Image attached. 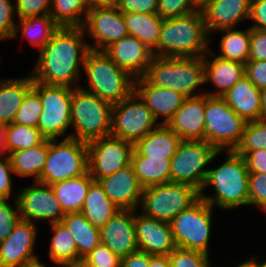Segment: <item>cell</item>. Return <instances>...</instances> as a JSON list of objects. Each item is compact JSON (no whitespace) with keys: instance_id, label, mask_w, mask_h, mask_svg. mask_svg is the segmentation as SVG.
<instances>
[{"instance_id":"1","label":"cell","mask_w":266,"mask_h":267,"mask_svg":"<svg viewBox=\"0 0 266 267\" xmlns=\"http://www.w3.org/2000/svg\"><path fill=\"white\" fill-rule=\"evenodd\" d=\"M85 39L83 27H59L39 51L31 71L33 82L79 88L78 81L91 43Z\"/></svg>"},{"instance_id":"2","label":"cell","mask_w":266,"mask_h":267,"mask_svg":"<svg viewBox=\"0 0 266 267\" xmlns=\"http://www.w3.org/2000/svg\"><path fill=\"white\" fill-rule=\"evenodd\" d=\"M226 160L216 168H210L200 197L213 208L227 211L249 205L248 176L249 170L245 158L234 150L224 151ZM213 187L215 194L206 195L204 190Z\"/></svg>"},{"instance_id":"3","label":"cell","mask_w":266,"mask_h":267,"mask_svg":"<svg viewBox=\"0 0 266 267\" xmlns=\"http://www.w3.org/2000/svg\"><path fill=\"white\" fill-rule=\"evenodd\" d=\"M201 10L163 19L158 46L152 51L159 57H203L211 42Z\"/></svg>"},{"instance_id":"4","label":"cell","mask_w":266,"mask_h":267,"mask_svg":"<svg viewBox=\"0 0 266 267\" xmlns=\"http://www.w3.org/2000/svg\"><path fill=\"white\" fill-rule=\"evenodd\" d=\"M144 77L152 85L180 92L186 98L205 94L196 92L205 84L203 57L154 56Z\"/></svg>"},{"instance_id":"5","label":"cell","mask_w":266,"mask_h":267,"mask_svg":"<svg viewBox=\"0 0 266 267\" xmlns=\"http://www.w3.org/2000/svg\"><path fill=\"white\" fill-rule=\"evenodd\" d=\"M83 70L87 88L82 85L80 88L112 105L120 103L134 91L135 78L120 69L102 50L88 51Z\"/></svg>"},{"instance_id":"6","label":"cell","mask_w":266,"mask_h":267,"mask_svg":"<svg viewBox=\"0 0 266 267\" xmlns=\"http://www.w3.org/2000/svg\"><path fill=\"white\" fill-rule=\"evenodd\" d=\"M112 104L79 88L73 89L70 138L89 142L111 135Z\"/></svg>"},{"instance_id":"7","label":"cell","mask_w":266,"mask_h":267,"mask_svg":"<svg viewBox=\"0 0 266 267\" xmlns=\"http://www.w3.org/2000/svg\"><path fill=\"white\" fill-rule=\"evenodd\" d=\"M88 172L87 142L64 138L48 139V155L39 178L40 183L73 179Z\"/></svg>"},{"instance_id":"8","label":"cell","mask_w":266,"mask_h":267,"mask_svg":"<svg viewBox=\"0 0 266 267\" xmlns=\"http://www.w3.org/2000/svg\"><path fill=\"white\" fill-rule=\"evenodd\" d=\"M223 152L204 140H181L170 159V182L189 184L201 191L209 170L206 167Z\"/></svg>"},{"instance_id":"9","label":"cell","mask_w":266,"mask_h":267,"mask_svg":"<svg viewBox=\"0 0 266 267\" xmlns=\"http://www.w3.org/2000/svg\"><path fill=\"white\" fill-rule=\"evenodd\" d=\"M199 198L200 191L195 187L169 182L144 188L139 209L146 217L170 223Z\"/></svg>"},{"instance_id":"10","label":"cell","mask_w":266,"mask_h":267,"mask_svg":"<svg viewBox=\"0 0 266 267\" xmlns=\"http://www.w3.org/2000/svg\"><path fill=\"white\" fill-rule=\"evenodd\" d=\"M214 208L201 197L170 222L175 246L209 254Z\"/></svg>"},{"instance_id":"11","label":"cell","mask_w":266,"mask_h":267,"mask_svg":"<svg viewBox=\"0 0 266 267\" xmlns=\"http://www.w3.org/2000/svg\"><path fill=\"white\" fill-rule=\"evenodd\" d=\"M205 141L218 151L235 150L240 144L246 121L220 96L205 94Z\"/></svg>"},{"instance_id":"12","label":"cell","mask_w":266,"mask_h":267,"mask_svg":"<svg viewBox=\"0 0 266 267\" xmlns=\"http://www.w3.org/2000/svg\"><path fill=\"white\" fill-rule=\"evenodd\" d=\"M33 88L39 93L43 108L37 125L40 133L46 139L70 138L66 131L71 127L73 89L41 82H34Z\"/></svg>"},{"instance_id":"13","label":"cell","mask_w":266,"mask_h":267,"mask_svg":"<svg viewBox=\"0 0 266 267\" xmlns=\"http://www.w3.org/2000/svg\"><path fill=\"white\" fill-rule=\"evenodd\" d=\"M158 125L147 105L135 91L112 106L111 136L113 137L135 144Z\"/></svg>"},{"instance_id":"14","label":"cell","mask_w":266,"mask_h":267,"mask_svg":"<svg viewBox=\"0 0 266 267\" xmlns=\"http://www.w3.org/2000/svg\"><path fill=\"white\" fill-rule=\"evenodd\" d=\"M88 172L94 180L123 169L131 163L134 144L113 136L87 142Z\"/></svg>"},{"instance_id":"15","label":"cell","mask_w":266,"mask_h":267,"mask_svg":"<svg viewBox=\"0 0 266 267\" xmlns=\"http://www.w3.org/2000/svg\"><path fill=\"white\" fill-rule=\"evenodd\" d=\"M21 190L17 202L22 220L35 224L43 220L50 224L62 222L65 213L50 185L34 181L32 186Z\"/></svg>"},{"instance_id":"16","label":"cell","mask_w":266,"mask_h":267,"mask_svg":"<svg viewBox=\"0 0 266 267\" xmlns=\"http://www.w3.org/2000/svg\"><path fill=\"white\" fill-rule=\"evenodd\" d=\"M86 37L93 40L92 50L104 51L110 44L129 35L123 13L116 7L103 6L91 8L83 24Z\"/></svg>"},{"instance_id":"17","label":"cell","mask_w":266,"mask_h":267,"mask_svg":"<svg viewBox=\"0 0 266 267\" xmlns=\"http://www.w3.org/2000/svg\"><path fill=\"white\" fill-rule=\"evenodd\" d=\"M37 231L35 223L21 219L12 233L0 242V267H21L39 260L33 251Z\"/></svg>"},{"instance_id":"18","label":"cell","mask_w":266,"mask_h":267,"mask_svg":"<svg viewBox=\"0 0 266 267\" xmlns=\"http://www.w3.org/2000/svg\"><path fill=\"white\" fill-rule=\"evenodd\" d=\"M134 229L139 250L149 255H168L176 246L171 225L134 211Z\"/></svg>"},{"instance_id":"19","label":"cell","mask_w":266,"mask_h":267,"mask_svg":"<svg viewBox=\"0 0 266 267\" xmlns=\"http://www.w3.org/2000/svg\"><path fill=\"white\" fill-rule=\"evenodd\" d=\"M104 52L120 69L135 79L144 77L154 57L152 50L132 35L110 44Z\"/></svg>"},{"instance_id":"20","label":"cell","mask_w":266,"mask_h":267,"mask_svg":"<svg viewBox=\"0 0 266 267\" xmlns=\"http://www.w3.org/2000/svg\"><path fill=\"white\" fill-rule=\"evenodd\" d=\"M98 182L103 187L108 198L121 210H139L143 188L138 182L131 164L100 178Z\"/></svg>"},{"instance_id":"21","label":"cell","mask_w":266,"mask_h":267,"mask_svg":"<svg viewBox=\"0 0 266 267\" xmlns=\"http://www.w3.org/2000/svg\"><path fill=\"white\" fill-rule=\"evenodd\" d=\"M101 243L121 258L139 250L135 229L134 210H118L100 228Z\"/></svg>"},{"instance_id":"22","label":"cell","mask_w":266,"mask_h":267,"mask_svg":"<svg viewBox=\"0 0 266 267\" xmlns=\"http://www.w3.org/2000/svg\"><path fill=\"white\" fill-rule=\"evenodd\" d=\"M134 91L147 105L154 119L159 124H165L173 118L175 112L182 105L184 97L180 92L152 85L145 77L135 79Z\"/></svg>"},{"instance_id":"23","label":"cell","mask_w":266,"mask_h":267,"mask_svg":"<svg viewBox=\"0 0 266 267\" xmlns=\"http://www.w3.org/2000/svg\"><path fill=\"white\" fill-rule=\"evenodd\" d=\"M251 0H210L202 8L208 35L222 29L237 28L250 18Z\"/></svg>"},{"instance_id":"24","label":"cell","mask_w":266,"mask_h":267,"mask_svg":"<svg viewBox=\"0 0 266 267\" xmlns=\"http://www.w3.org/2000/svg\"><path fill=\"white\" fill-rule=\"evenodd\" d=\"M205 94L185 98L167 125L180 140L205 141Z\"/></svg>"},{"instance_id":"25","label":"cell","mask_w":266,"mask_h":267,"mask_svg":"<svg viewBox=\"0 0 266 267\" xmlns=\"http://www.w3.org/2000/svg\"><path fill=\"white\" fill-rule=\"evenodd\" d=\"M203 62L205 65V84L210 82L215 88L212 92H205L208 96L222 97L245 76V64L219 57L211 48L203 56Z\"/></svg>"},{"instance_id":"26","label":"cell","mask_w":266,"mask_h":267,"mask_svg":"<svg viewBox=\"0 0 266 267\" xmlns=\"http://www.w3.org/2000/svg\"><path fill=\"white\" fill-rule=\"evenodd\" d=\"M222 98L246 122L261 119L260 90L246 76L241 78Z\"/></svg>"},{"instance_id":"27","label":"cell","mask_w":266,"mask_h":267,"mask_svg":"<svg viewBox=\"0 0 266 267\" xmlns=\"http://www.w3.org/2000/svg\"><path fill=\"white\" fill-rule=\"evenodd\" d=\"M32 75L0 79V123L11 124L26 94L33 88Z\"/></svg>"},{"instance_id":"28","label":"cell","mask_w":266,"mask_h":267,"mask_svg":"<svg viewBox=\"0 0 266 267\" xmlns=\"http://www.w3.org/2000/svg\"><path fill=\"white\" fill-rule=\"evenodd\" d=\"M179 136L165 124H159L144 138L134 144V148L143 156L171 159L180 142Z\"/></svg>"},{"instance_id":"29","label":"cell","mask_w":266,"mask_h":267,"mask_svg":"<svg viewBox=\"0 0 266 267\" xmlns=\"http://www.w3.org/2000/svg\"><path fill=\"white\" fill-rule=\"evenodd\" d=\"M130 164L143 189L170 182V159L143 156L133 148Z\"/></svg>"},{"instance_id":"30","label":"cell","mask_w":266,"mask_h":267,"mask_svg":"<svg viewBox=\"0 0 266 267\" xmlns=\"http://www.w3.org/2000/svg\"><path fill=\"white\" fill-rule=\"evenodd\" d=\"M118 210L120 209L108 198L101 184L93 180L80 213L92 225L101 228Z\"/></svg>"},{"instance_id":"31","label":"cell","mask_w":266,"mask_h":267,"mask_svg":"<svg viewBox=\"0 0 266 267\" xmlns=\"http://www.w3.org/2000/svg\"><path fill=\"white\" fill-rule=\"evenodd\" d=\"M94 179L89 172L50 185L64 213H78L81 211L90 183Z\"/></svg>"},{"instance_id":"32","label":"cell","mask_w":266,"mask_h":267,"mask_svg":"<svg viewBox=\"0 0 266 267\" xmlns=\"http://www.w3.org/2000/svg\"><path fill=\"white\" fill-rule=\"evenodd\" d=\"M47 155L48 139H45L35 147L11 152L8 157L14 175L23 178L32 176L34 181H39L45 166Z\"/></svg>"},{"instance_id":"33","label":"cell","mask_w":266,"mask_h":267,"mask_svg":"<svg viewBox=\"0 0 266 267\" xmlns=\"http://www.w3.org/2000/svg\"><path fill=\"white\" fill-rule=\"evenodd\" d=\"M53 230L49 242V259L55 264L53 267H68L69 265L83 260L79 254L75 240L69 229L63 222L49 224Z\"/></svg>"},{"instance_id":"34","label":"cell","mask_w":266,"mask_h":267,"mask_svg":"<svg viewBox=\"0 0 266 267\" xmlns=\"http://www.w3.org/2000/svg\"><path fill=\"white\" fill-rule=\"evenodd\" d=\"M129 35L137 37L150 50L159 43L163 19L158 14L123 13Z\"/></svg>"},{"instance_id":"35","label":"cell","mask_w":266,"mask_h":267,"mask_svg":"<svg viewBox=\"0 0 266 267\" xmlns=\"http://www.w3.org/2000/svg\"><path fill=\"white\" fill-rule=\"evenodd\" d=\"M62 222L71 232L82 259L101 243L100 228L92 225L82 213H66Z\"/></svg>"},{"instance_id":"36","label":"cell","mask_w":266,"mask_h":267,"mask_svg":"<svg viewBox=\"0 0 266 267\" xmlns=\"http://www.w3.org/2000/svg\"><path fill=\"white\" fill-rule=\"evenodd\" d=\"M19 25H16L13 39L20 32L23 37L31 43L32 46L40 51L50 40L54 32L60 27L50 15L34 16L18 19Z\"/></svg>"},{"instance_id":"37","label":"cell","mask_w":266,"mask_h":267,"mask_svg":"<svg viewBox=\"0 0 266 267\" xmlns=\"http://www.w3.org/2000/svg\"><path fill=\"white\" fill-rule=\"evenodd\" d=\"M217 33L221 34L218 43L220 54L218 53L217 56L246 64L249 58L251 27L246 30L222 29Z\"/></svg>"},{"instance_id":"38","label":"cell","mask_w":266,"mask_h":267,"mask_svg":"<svg viewBox=\"0 0 266 267\" xmlns=\"http://www.w3.org/2000/svg\"><path fill=\"white\" fill-rule=\"evenodd\" d=\"M89 10L85 0H51L49 15L60 27H82Z\"/></svg>"},{"instance_id":"39","label":"cell","mask_w":266,"mask_h":267,"mask_svg":"<svg viewBox=\"0 0 266 267\" xmlns=\"http://www.w3.org/2000/svg\"><path fill=\"white\" fill-rule=\"evenodd\" d=\"M4 133L8 153L35 147L46 139L38 128L14 123L5 125Z\"/></svg>"},{"instance_id":"40","label":"cell","mask_w":266,"mask_h":267,"mask_svg":"<svg viewBox=\"0 0 266 267\" xmlns=\"http://www.w3.org/2000/svg\"><path fill=\"white\" fill-rule=\"evenodd\" d=\"M258 149H266V121L261 119L246 123L241 142L234 151L245 157Z\"/></svg>"},{"instance_id":"41","label":"cell","mask_w":266,"mask_h":267,"mask_svg":"<svg viewBox=\"0 0 266 267\" xmlns=\"http://www.w3.org/2000/svg\"><path fill=\"white\" fill-rule=\"evenodd\" d=\"M42 111L43 108L40 95L34 88H32L26 94L12 123L37 128Z\"/></svg>"},{"instance_id":"42","label":"cell","mask_w":266,"mask_h":267,"mask_svg":"<svg viewBox=\"0 0 266 267\" xmlns=\"http://www.w3.org/2000/svg\"><path fill=\"white\" fill-rule=\"evenodd\" d=\"M210 256L203 252L175 248L168 254L171 267H207Z\"/></svg>"},{"instance_id":"43","label":"cell","mask_w":266,"mask_h":267,"mask_svg":"<svg viewBox=\"0 0 266 267\" xmlns=\"http://www.w3.org/2000/svg\"><path fill=\"white\" fill-rule=\"evenodd\" d=\"M14 207L8 199L0 200V242L4 241L22 219L17 199H13Z\"/></svg>"},{"instance_id":"44","label":"cell","mask_w":266,"mask_h":267,"mask_svg":"<svg viewBox=\"0 0 266 267\" xmlns=\"http://www.w3.org/2000/svg\"><path fill=\"white\" fill-rule=\"evenodd\" d=\"M197 10L201 8L194 0H158L157 14L162 19L187 15Z\"/></svg>"},{"instance_id":"45","label":"cell","mask_w":266,"mask_h":267,"mask_svg":"<svg viewBox=\"0 0 266 267\" xmlns=\"http://www.w3.org/2000/svg\"><path fill=\"white\" fill-rule=\"evenodd\" d=\"M83 261L91 267H122V258L102 243L87 254Z\"/></svg>"},{"instance_id":"46","label":"cell","mask_w":266,"mask_h":267,"mask_svg":"<svg viewBox=\"0 0 266 267\" xmlns=\"http://www.w3.org/2000/svg\"><path fill=\"white\" fill-rule=\"evenodd\" d=\"M249 206H256L266 213V173H249Z\"/></svg>"},{"instance_id":"47","label":"cell","mask_w":266,"mask_h":267,"mask_svg":"<svg viewBox=\"0 0 266 267\" xmlns=\"http://www.w3.org/2000/svg\"><path fill=\"white\" fill-rule=\"evenodd\" d=\"M11 0H0V40L13 39L16 25L15 4ZM15 15V17H14Z\"/></svg>"},{"instance_id":"48","label":"cell","mask_w":266,"mask_h":267,"mask_svg":"<svg viewBox=\"0 0 266 267\" xmlns=\"http://www.w3.org/2000/svg\"><path fill=\"white\" fill-rule=\"evenodd\" d=\"M18 19L49 15L51 0H14Z\"/></svg>"},{"instance_id":"49","label":"cell","mask_w":266,"mask_h":267,"mask_svg":"<svg viewBox=\"0 0 266 267\" xmlns=\"http://www.w3.org/2000/svg\"><path fill=\"white\" fill-rule=\"evenodd\" d=\"M116 7L122 13L157 14L158 0H116Z\"/></svg>"},{"instance_id":"50","label":"cell","mask_w":266,"mask_h":267,"mask_svg":"<svg viewBox=\"0 0 266 267\" xmlns=\"http://www.w3.org/2000/svg\"><path fill=\"white\" fill-rule=\"evenodd\" d=\"M13 175L9 157L0 158V200L10 199L11 197L17 199L16 192L15 195L12 193Z\"/></svg>"},{"instance_id":"51","label":"cell","mask_w":266,"mask_h":267,"mask_svg":"<svg viewBox=\"0 0 266 267\" xmlns=\"http://www.w3.org/2000/svg\"><path fill=\"white\" fill-rule=\"evenodd\" d=\"M248 61H266V31L251 28Z\"/></svg>"},{"instance_id":"52","label":"cell","mask_w":266,"mask_h":267,"mask_svg":"<svg viewBox=\"0 0 266 267\" xmlns=\"http://www.w3.org/2000/svg\"><path fill=\"white\" fill-rule=\"evenodd\" d=\"M245 76L259 89L266 87V61H247Z\"/></svg>"},{"instance_id":"53","label":"cell","mask_w":266,"mask_h":267,"mask_svg":"<svg viewBox=\"0 0 266 267\" xmlns=\"http://www.w3.org/2000/svg\"><path fill=\"white\" fill-rule=\"evenodd\" d=\"M250 19L251 28L266 31V0H251Z\"/></svg>"},{"instance_id":"54","label":"cell","mask_w":266,"mask_h":267,"mask_svg":"<svg viewBox=\"0 0 266 267\" xmlns=\"http://www.w3.org/2000/svg\"><path fill=\"white\" fill-rule=\"evenodd\" d=\"M244 158L249 173H266V149L250 151Z\"/></svg>"},{"instance_id":"55","label":"cell","mask_w":266,"mask_h":267,"mask_svg":"<svg viewBox=\"0 0 266 267\" xmlns=\"http://www.w3.org/2000/svg\"><path fill=\"white\" fill-rule=\"evenodd\" d=\"M151 255L137 250L122 258V267H149Z\"/></svg>"},{"instance_id":"56","label":"cell","mask_w":266,"mask_h":267,"mask_svg":"<svg viewBox=\"0 0 266 267\" xmlns=\"http://www.w3.org/2000/svg\"><path fill=\"white\" fill-rule=\"evenodd\" d=\"M149 267H171L168 255H151Z\"/></svg>"},{"instance_id":"57","label":"cell","mask_w":266,"mask_h":267,"mask_svg":"<svg viewBox=\"0 0 266 267\" xmlns=\"http://www.w3.org/2000/svg\"><path fill=\"white\" fill-rule=\"evenodd\" d=\"M4 128H5V125L3 123H0V158H5V157H8L9 155Z\"/></svg>"},{"instance_id":"58","label":"cell","mask_w":266,"mask_h":267,"mask_svg":"<svg viewBox=\"0 0 266 267\" xmlns=\"http://www.w3.org/2000/svg\"><path fill=\"white\" fill-rule=\"evenodd\" d=\"M89 9L94 7L112 6L116 4V0H85Z\"/></svg>"},{"instance_id":"59","label":"cell","mask_w":266,"mask_h":267,"mask_svg":"<svg viewBox=\"0 0 266 267\" xmlns=\"http://www.w3.org/2000/svg\"><path fill=\"white\" fill-rule=\"evenodd\" d=\"M260 98L262 107L261 120L266 121V87L260 90Z\"/></svg>"},{"instance_id":"60","label":"cell","mask_w":266,"mask_h":267,"mask_svg":"<svg viewBox=\"0 0 266 267\" xmlns=\"http://www.w3.org/2000/svg\"><path fill=\"white\" fill-rule=\"evenodd\" d=\"M257 260V258L255 259V257L253 258H250V259H248V261L254 266V267H266V260H264V261H259L258 262V260Z\"/></svg>"},{"instance_id":"61","label":"cell","mask_w":266,"mask_h":267,"mask_svg":"<svg viewBox=\"0 0 266 267\" xmlns=\"http://www.w3.org/2000/svg\"><path fill=\"white\" fill-rule=\"evenodd\" d=\"M21 267H47V265L44 264L42 261L40 262V260H37L35 262H32V263L27 264V265H23Z\"/></svg>"},{"instance_id":"62","label":"cell","mask_w":266,"mask_h":267,"mask_svg":"<svg viewBox=\"0 0 266 267\" xmlns=\"http://www.w3.org/2000/svg\"><path fill=\"white\" fill-rule=\"evenodd\" d=\"M68 267H91L89 266L86 262H84L83 260H79L71 265H69Z\"/></svg>"},{"instance_id":"63","label":"cell","mask_w":266,"mask_h":267,"mask_svg":"<svg viewBox=\"0 0 266 267\" xmlns=\"http://www.w3.org/2000/svg\"><path fill=\"white\" fill-rule=\"evenodd\" d=\"M236 267H254L247 259Z\"/></svg>"},{"instance_id":"64","label":"cell","mask_w":266,"mask_h":267,"mask_svg":"<svg viewBox=\"0 0 266 267\" xmlns=\"http://www.w3.org/2000/svg\"><path fill=\"white\" fill-rule=\"evenodd\" d=\"M208 1H210V0H194V2H195L200 8H202Z\"/></svg>"},{"instance_id":"65","label":"cell","mask_w":266,"mask_h":267,"mask_svg":"<svg viewBox=\"0 0 266 267\" xmlns=\"http://www.w3.org/2000/svg\"><path fill=\"white\" fill-rule=\"evenodd\" d=\"M207 267H211V261L209 262V264L207 265ZM218 267V266H217Z\"/></svg>"}]
</instances>
